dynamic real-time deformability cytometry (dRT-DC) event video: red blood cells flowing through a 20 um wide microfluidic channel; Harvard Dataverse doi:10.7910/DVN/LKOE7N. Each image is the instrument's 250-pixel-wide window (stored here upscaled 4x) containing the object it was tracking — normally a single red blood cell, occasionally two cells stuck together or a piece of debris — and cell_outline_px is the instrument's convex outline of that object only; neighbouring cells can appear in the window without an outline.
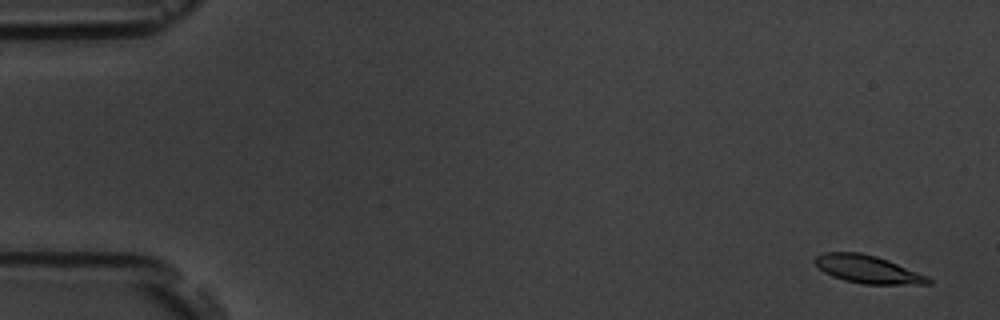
{"species": "common noctule bat (a hibernating species)", "species_latin": "Nyctalus noctula", "temperature_condition": "room temperature", "stored_images_in_passage": 4, "camera_frame_rate_fps": 3000, "um_per_image_px": 0.085, "animal": {"sex": "male", "body_mass_g": 19.5, "forearm_length_mm": 54.6}, "frame": {"image": 1, "passage_image": 1, "time_ms": 0.0, "image_size_px": [1000, 320], "cell_outline_px": [[932, 284], [864, 284], [844, 280], [832, 276], [824, 272], [812, 260], [816, 256], [824, 252], [860, 252], [876, 256], [888, 260], [928, 276], [932, 280]], "centroid_in_image_um": [73.75, 22.88], "position_along_channel_um": 11.2, "area_um2": 18.38}}